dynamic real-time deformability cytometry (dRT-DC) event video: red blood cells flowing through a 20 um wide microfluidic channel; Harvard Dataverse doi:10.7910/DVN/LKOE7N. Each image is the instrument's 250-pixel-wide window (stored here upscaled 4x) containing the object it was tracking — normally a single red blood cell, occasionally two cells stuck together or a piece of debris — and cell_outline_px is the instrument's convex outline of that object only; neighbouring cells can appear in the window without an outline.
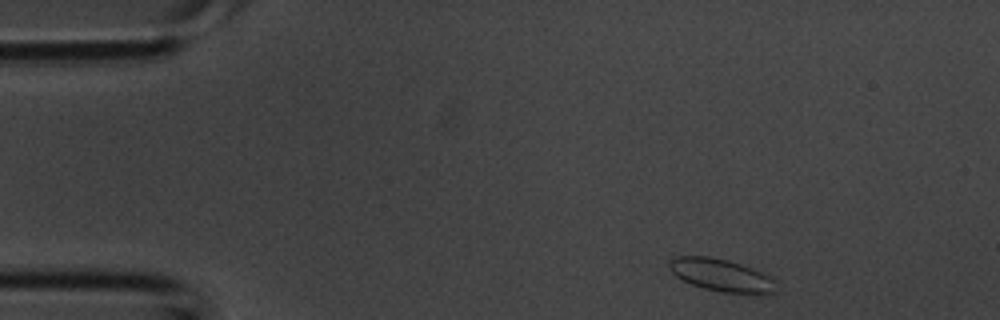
{"species": "common noctule bat (a hibernating species)", "species_latin": "Nyctalus noctula", "temperature_condition": "room temperature", "stored_images_in_passage": 4, "camera_frame_rate_fps": 3000, "um_per_image_px": 0.085, "animal": {"sex": "male", "body_mass_g": 20.1, "forearm_length_mm": 53.5}, "frame": {"image": 1, "passage_image": 1, "time_ms": 0.0, "image_size_px": [1000, 320], "cell_outline_px": [[776, 292], [768, 296], [756, 296], [724, 292], [704, 288], [692, 284], [676, 276], [668, 268], [668, 260], [676, 256], [708, 256], [728, 260], [752, 268], [772, 276], [776, 280]], "centroid_in_image_um": [61.41, 23.42], "position_along_channel_um": 23.6, "area_um2": 20.92}}